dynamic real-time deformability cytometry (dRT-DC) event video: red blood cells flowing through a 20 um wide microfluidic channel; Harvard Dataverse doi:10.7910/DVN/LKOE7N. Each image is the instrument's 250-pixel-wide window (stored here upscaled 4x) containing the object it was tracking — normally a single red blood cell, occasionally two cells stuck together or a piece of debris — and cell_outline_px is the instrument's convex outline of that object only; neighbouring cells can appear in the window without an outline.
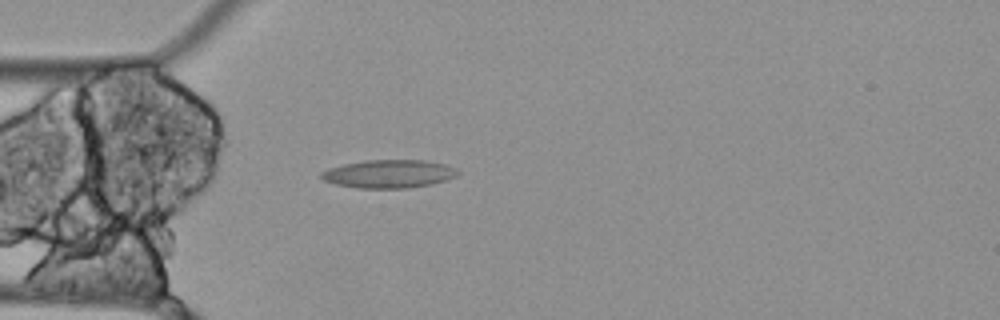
{"species": "Egyptian fruit bat (a non-hibernating species)", "species_latin": "Rousettus aegyptiacus", "temperature_condition": "cold", "stored_images_in_passage": 4, "camera_frame_rate_fps": 3000, "um_per_image_px": 0.085, "animal": {"sex": "female"}, "frame": {"image": 1, "passage_image": 4, "time_ms": 1.0, "image_size_px": [1000, 320], "cell_outline_px": [[460, 172], [456, 176], [432, 184], [408, 188], [356, 188], [336, 184], [324, 180], [320, 176], [320, 172], [328, 168], [344, 164], [364, 160], [424, 160], [444, 164], [456, 168]], "centroid_in_image_um": [33.04, 14.77], "position_along_channel_um": 52.0, "area_um2": 22.43}}